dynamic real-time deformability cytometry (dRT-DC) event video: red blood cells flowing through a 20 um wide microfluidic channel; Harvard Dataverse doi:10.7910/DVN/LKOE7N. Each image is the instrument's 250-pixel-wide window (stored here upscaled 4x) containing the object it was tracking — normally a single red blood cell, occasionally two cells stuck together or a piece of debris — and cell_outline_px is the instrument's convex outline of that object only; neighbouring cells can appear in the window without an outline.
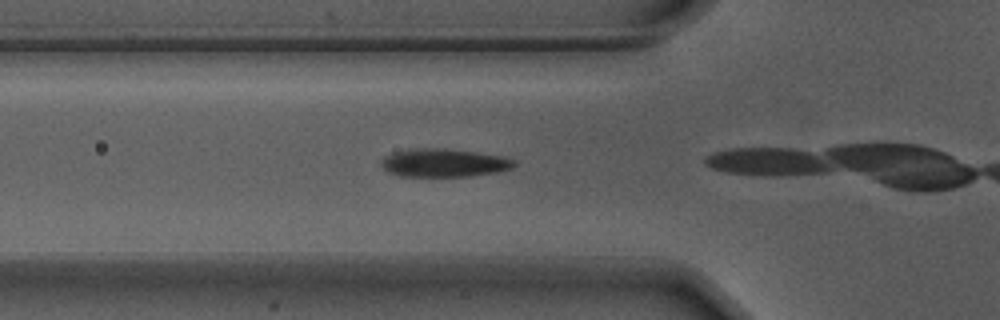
{"species": "Egyptian fruit bat (a non-hibernating species)", "species_latin": "Rousettus aegyptiacus", "temperature_condition": "warm", "stored_images_in_passage": 6, "camera_frame_rate_fps": 3000, "um_per_image_px": 0.085, "animal": {"sex": "male"}, "frame": {"image": 1, "passage_image": 3, "time_ms": 0.667, "image_size_px": [1000, 320], "cell_outline_px": [[516, 164], [512, 168], [496, 172], [468, 176], [400, 176], [388, 172], [380, 164], [380, 160], [384, 156], [408, 148], [448, 148], [504, 156], [516, 160]], "centroid_in_image_um": [37.73, 13.83], "position_along_channel_um": 88.1, "area_um2": 22.02}}